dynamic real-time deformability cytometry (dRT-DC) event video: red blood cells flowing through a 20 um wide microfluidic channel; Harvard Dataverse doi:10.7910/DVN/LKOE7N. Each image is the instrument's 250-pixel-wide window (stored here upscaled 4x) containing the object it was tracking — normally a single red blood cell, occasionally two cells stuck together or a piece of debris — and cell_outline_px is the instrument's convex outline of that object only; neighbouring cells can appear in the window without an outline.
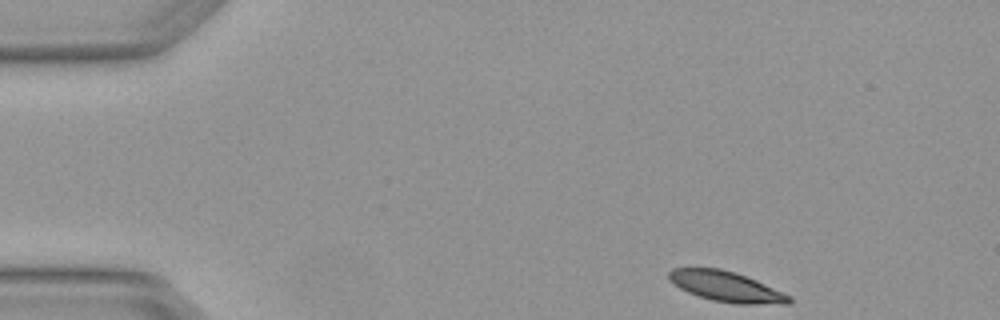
{"species": "Egyptian fruit bat (a non-hibernating species)", "species_latin": "Rousettus aegyptiacus", "temperature_condition": "warm", "stored_images_in_passage": 4, "camera_frame_rate_fps": 3000, "um_per_image_px": 0.085, "animal": {"sex": "female"}, "frame": {"image": 1, "passage_image": 1, "time_ms": 0.0, "image_size_px": [1000, 320], "cell_outline_px": [[792, 300], [788, 304], [736, 304], [712, 300], [688, 292], [680, 288], [668, 280], [668, 272], [672, 268], [720, 268], [736, 272], [756, 280], [792, 296]], "centroid_in_image_um": [61.73, 24.35], "position_along_channel_um": 23.3, "area_um2": 21.27}}
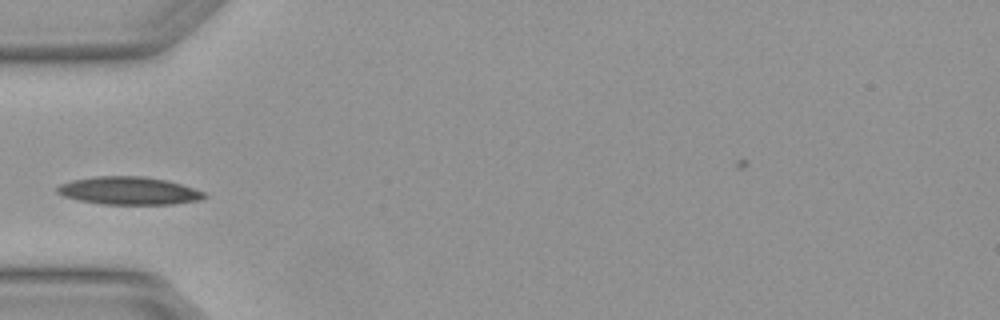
{"frame": {"image": 2, "passage_image": 4, "time_ms": 1.0, "image_size_px": [1000, 320], "cell_outline_px": [[208, 196], [200, 200], [172, 204], [100, 204], [80, 200], [64, 196], [56, 192], [56, 188], [60, 184], [72, 180], [92, 176], [144, 176], [168, 180], [204, 192]], "centroid_in_image_um": [10.94, 16.21], "position_along_channel_um": 74.1, "area_um2": 23.87}}